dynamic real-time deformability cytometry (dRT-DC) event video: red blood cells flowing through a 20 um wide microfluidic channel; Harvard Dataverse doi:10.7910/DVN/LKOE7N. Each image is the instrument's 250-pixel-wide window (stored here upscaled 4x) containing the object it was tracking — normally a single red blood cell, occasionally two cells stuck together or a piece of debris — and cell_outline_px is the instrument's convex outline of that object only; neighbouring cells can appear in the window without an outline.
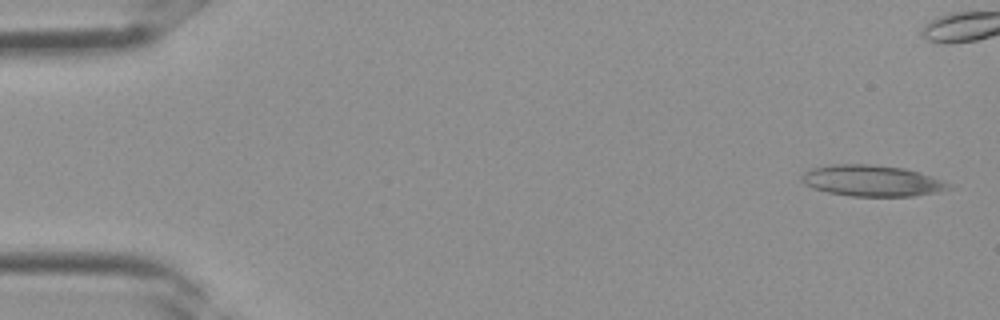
{"species": "Egyptian fruit bat (a non-hibernating species)", "species_latin": "Rousettus aegyptiacus", "temperature_condition": "room temperature", "stored_images_in_passage": 4, "camera_frame_rate_fps": 3000, "um_per_image_px": 0.085, "frame": {"image": 1, "passage_image": 1, "time_ms": 0.0, "image_size_px": [1000, 320], "cell_outline_px": [[952, 188], [936, 192], [912, 196], [848, 196], [828, 192], [812, 188], [804, 184], [800, 180], [800, 176], [804, 172], [812, 168], [832, 164], [876, 164], [904, 168], [920, 172], [944, 180], [952, 184]], "centroid_in_image_um": [74.11, 15.35], "position_along_channel_um": 10.9, "area_um2": 26.99}}
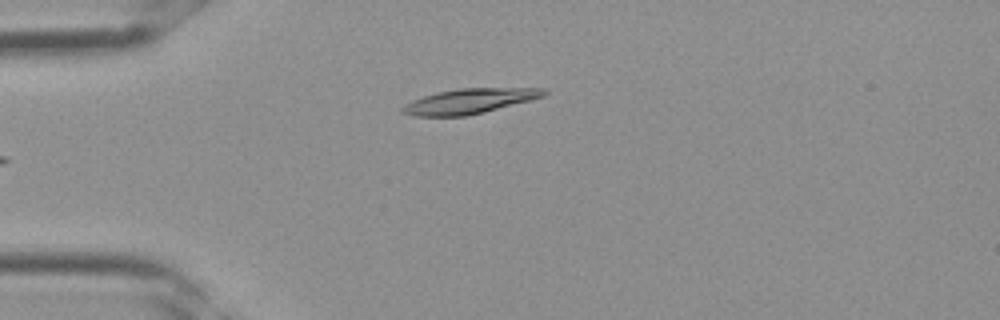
{"frame": {"image": 2, "passage_image": 4, "time_ms": 1.0, "image_size_px": [1000, 320], "cell_outline_px": [[548, 92], [544, 96], [484, 112], [464, 116], [412, 116], [400, 112], [400, 108], [404, 104], [412, 100], [436, 92], [460, 88], [544, 88]], "centroid_in_image_um": [39.84, 8.6], "position_along_channel_um": 45.2, "area_um2": 20.52}}